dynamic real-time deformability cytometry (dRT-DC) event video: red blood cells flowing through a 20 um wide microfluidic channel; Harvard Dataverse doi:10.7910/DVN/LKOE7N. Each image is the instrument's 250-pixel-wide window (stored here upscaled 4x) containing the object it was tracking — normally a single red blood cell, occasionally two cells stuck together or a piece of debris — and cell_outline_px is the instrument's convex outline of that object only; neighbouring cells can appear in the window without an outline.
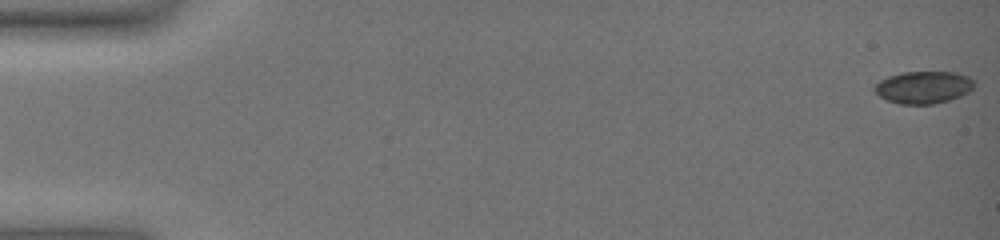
{"species": "common noctule bat (a hibernating species)", "species_latin": "Nyctalus noctula", "temperature_condition": "warm", "stored_images_in_passage": 61, "camera_frame_rate_fps": 3000, "um_per_image_px": 0.085, "animal": {"sex": "female", "body_mass_g": 19.0, "forearm_length_mm": 51.5}, "frame": {"image": 1, "passage_image": 1, "time_ms": 0.0, "image_size_px": [1000, 240], "cell_outline_px": [[976, 80], [972, 88], [968, 92], [960, 96], [948, 100], [932, 104], [900, 104], [888, 100], [880, 96], [872, 88], [880, 80], [888, 76], [904, 72], [956, 72], [968, 76]], "centroid_in_image_um": [78.51, 7.41], "position_along_channel_um": 6.5, "area_um2": 18.73}}
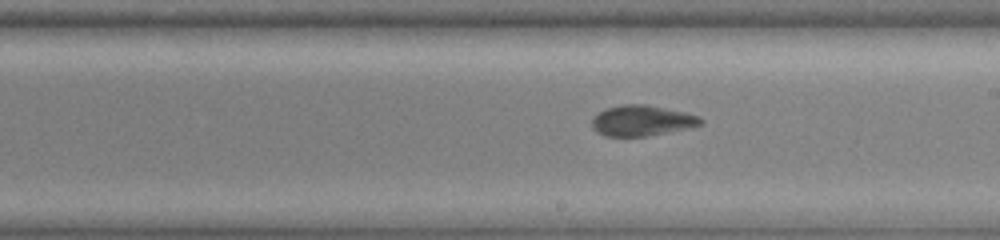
{"frame": {"image": 2, "passage_image": 38, "time_ms": 12.333, "image_size_px": [1000, 240], "cell_outline_px": [[704, 124], [688, 128], [648, 136], [604, 136], [596, 132], [592, 128], [592, 116], [604, 108], [620, 104], [648, 104], [684, 112], [700, 116], [704, 120]], "centroid_in_image_um": [54.54, 10.24], "position_along_channel_um": 234.5, "area_um2": 19.77}}
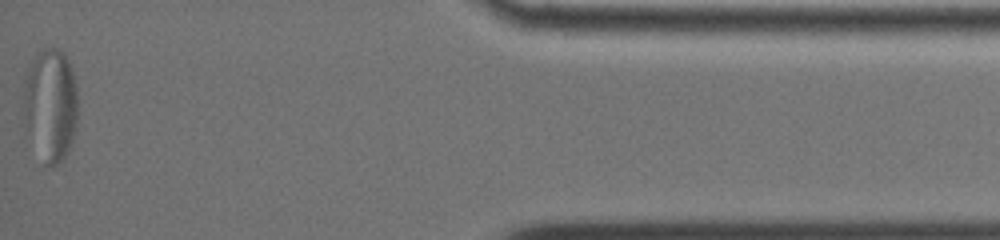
{"frame": {"image": 3, "passage_image": 61, "time_ms": 20.0, "image_size_px": [1000, 240], "cell_outline_px": [[76, 128], [72, 140], [64, 156], [56, 164], [44, 164], [28, 128], [24, 100], [24, 80], [36, 52], [40, 48], [56, 48], [64, 52], [68, 60], [72, 72], [76, 88]], "centroid_in_image_um": [4.31, 8.82], "position_along_channel_um": 430.9, "area_um2": 34.62}}